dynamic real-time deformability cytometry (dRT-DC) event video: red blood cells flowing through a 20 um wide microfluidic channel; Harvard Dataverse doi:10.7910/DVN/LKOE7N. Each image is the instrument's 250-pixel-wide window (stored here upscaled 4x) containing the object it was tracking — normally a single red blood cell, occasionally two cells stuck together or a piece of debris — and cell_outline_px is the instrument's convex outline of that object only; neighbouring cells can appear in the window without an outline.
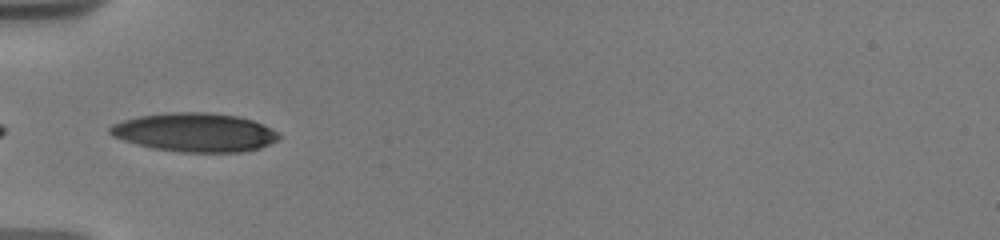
{"species": "human", "species_latin": "Homo sapiens", "temperature_condition": "warm", "stored_images_in_passage": 6, "camera_frame_rate_fps": 3000, "um_per_image_px": 0.085, "donor": {"sex": "male"}, "frame": {"image": 1, "passage_image": 3, "time_ms": 1.667, "image_size_px": [1000, 240], "cell_outline_px": [[280, 136], [276, 140], [260, 148], [248, 152], [180, 152], [152, 148], [136, 144], [112, 136], [108, 132], [108, 128], [112, 124], [136, 116], [168, 112], [204, 112], [236, 116], [252, 120], [276, 132]], "centroid_in_image_um": [16.5, 11.25], "position_along_channel_um": 68.5, "area_um2": 38.03}}
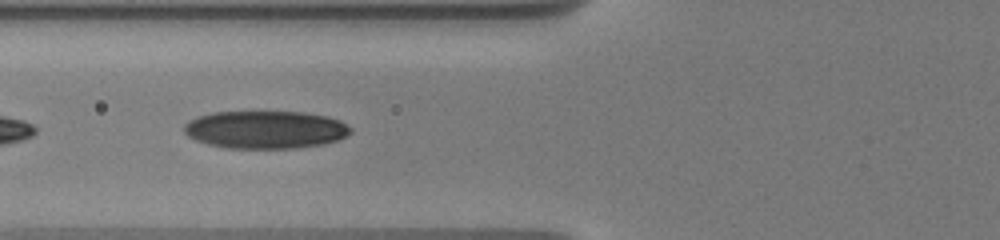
{"frame": {"image": 2, "passage_image": 4, "time_ms": 2.667, "image_size_px": [1000, 240], "cell_outline_px": [[352, 132], [348, 136], [324, 144], [296, 148], [224, 148], [208, 144], [196, 140], [188, 136], [184, 132], [184, 124], [188, 120], [196, 116], [212, 112], [304, 112], [328, 116], [340, 120], [352, 128]], "centroid_in_image_um": [22.57, 11.02], "position_along_channel_um": 103.2, "area_um2": 36.99}}
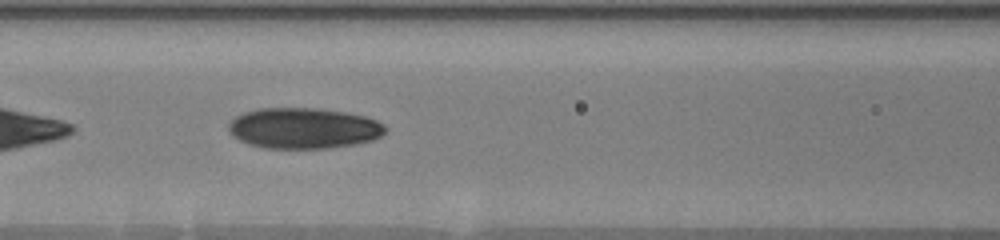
{"frame": {"image": 3, "passage_image": 5, "time_ms": 3.667, "image_size_px": [1000, 240], "cell_outline_px": [[388, 128], [380, 136], [372, 140], [356, 144], [328, 148], [264, 148], [248, 144], [232, 136], [228, 132], [228, 124], [236, 116], [244, 112], [256, 108], [320, 108], [348, 112], [364, 116], [376, 120], [384, 124]], "centroid_in_image_um": [25.8, 10.89], "position_along_channel_um": 140.8, "area_um2": 37.57}}